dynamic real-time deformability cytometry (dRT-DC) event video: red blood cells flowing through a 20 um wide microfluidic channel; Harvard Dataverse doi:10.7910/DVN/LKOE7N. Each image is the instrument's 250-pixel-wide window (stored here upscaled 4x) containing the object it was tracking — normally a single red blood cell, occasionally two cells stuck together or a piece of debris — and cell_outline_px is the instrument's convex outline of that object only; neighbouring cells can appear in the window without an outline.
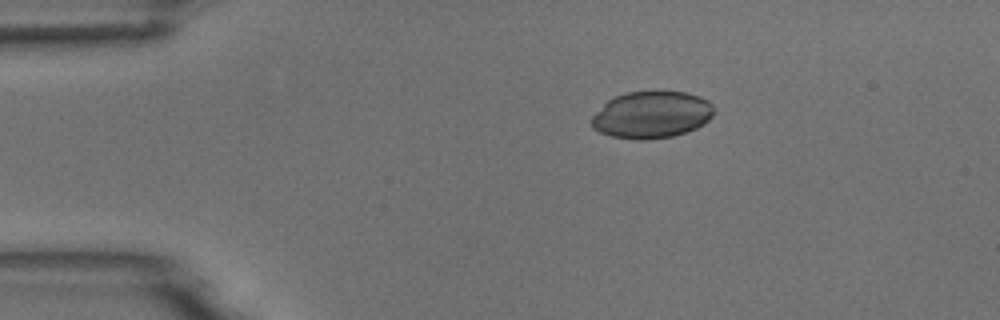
{"species": "common noctule bat (a hibernating species)", "species_latin": "Nyctalus noctula", "temperature_condition": "room temperature", "stored_images_in_passage": 5, "camera_frame_rate_fps": 3000, "um_per_image_px": 0.085, "animal": {"sex": "male", "body_mass_g": 18.8}, "frame": {"image": 1, "passage_image": 1, "time_ms": 0.0, "image_size_px": [1000, 320], "cell_outline_px": [[712, 116], [704, 124], [696, 128], [672, 136], [648, 140], [636, 140], [612, 136], [600, 132], [592, 128], [592, 116], [612, 96], [624, 92], [688, 92], [700, 96], [708, 100], [712, 104]], "centroid_in_image_um": [55.37, 9.75], "position_along_channel_um": 29.6, "area_um2": 33.47}}